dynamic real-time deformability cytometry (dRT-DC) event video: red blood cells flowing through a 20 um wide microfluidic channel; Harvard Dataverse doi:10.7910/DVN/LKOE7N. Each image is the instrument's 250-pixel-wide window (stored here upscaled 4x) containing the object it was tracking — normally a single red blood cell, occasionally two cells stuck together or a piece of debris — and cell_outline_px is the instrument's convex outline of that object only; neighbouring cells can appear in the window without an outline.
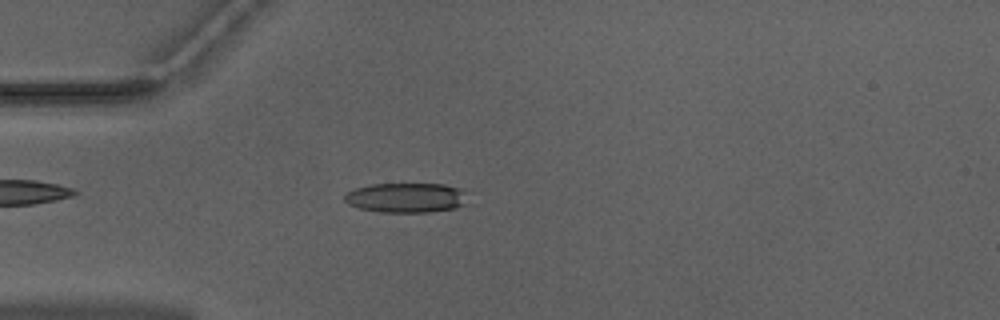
{"species": "Egyptian fruit bat (a non-hibernating species)", "species_latin": "Rousettus aegyptiacus", "temperature_condition": "warm", "stored_images_in_passage": 51, "camera_frame_rate_fps": 3000, "um_per_image_px": 0.085, "animal": {"sex": "male"}, "frame": {"image": 1, "passage_image": 14, "time_ms": 4.333, "image_size_px": [1000, 320], "cell_outline_px": [[464, 204], [456, 208], [432, 212], [376, 212], [360, 208], [348, 204], [344, 200], [344, 196], [348, 192], [356, 188], [372, 184], [444, 184], [460, 188], [464, 192]], "centroid_in_image_um": [34.5, 16.81], "position_along_channel_um": 50.5, "area_um2": 21.27}}
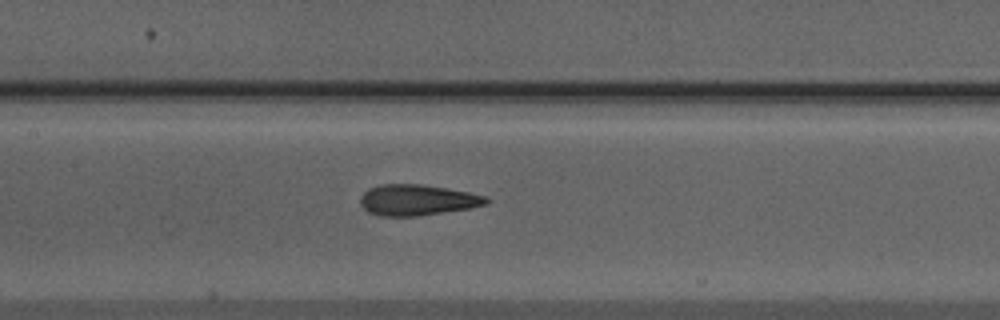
{"frame": {"image": 2, "passage_image": 24, "time_ms": 7.667, "image_size_px": [1000, 320], "cell_outline_px": [[492, 200], [488, 204], [472, 208], [416, 216], [380, 216], [368, 212], [360, 204], [360, 196], [368, 188], [380, 184], [420, 184], [448, 188], [488, 196]], "centroid_in_image_um": [35.5, 17.0], "position_along_channel_um": 171.9, "area_um2": 22.95}}
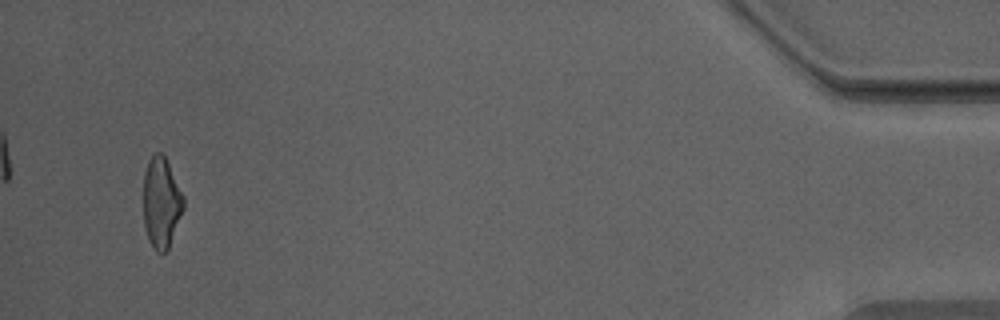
{"frame": {"image": 3, "passage_image": 49, "time_ms": 16.0, "image_size_px": [1000, 320], "cell_outline_px": [[184, 208], [168, 248], [164, 252], [156, 252], [148, 240], [144, 228], [144, 172], [148, 160], [156, 152], [160, 152], [164, 156], [184, 196]], "centroid_in_image_um": [13.7, 17.23], "position_along_channel_um": 421.5, "area_um2": 21.04}, "authors_computed_cell_mechanics": {"area_um2": 22.4264, "velocity_mm_per_s": 3.9934, "shape_relaxation_time_tau1_ms": 7.8113, "shape_relaxation_time_tau2_ms": 1.5623, "deformation_change_tau1": 0.2241, "deformation_change_tau2": 0.109}}